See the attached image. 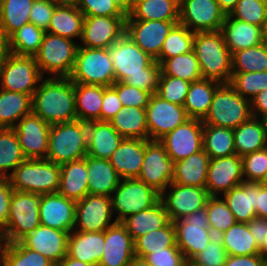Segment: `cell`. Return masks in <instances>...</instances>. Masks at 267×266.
Wrapping results in <instances>:
<instances>
[{"instance_id": "53", "label": "cell", "mask_w": 267, "mask_h": 266, "mask_svg": "<svg viewBox=\"0 0 267 266\" xmlns=\"http://www.w3.org/2000/svg\"><path fill=\"white\" fill-rule=\"evenodd\" d=\"M230 84L238 94L251 100L259 92L267 89V71L232 73Z\"/></svg>"}, {"instance_id": "6", "label": "cell", "mask_w": 267, "mask_h": 266, "mask_svg": "<svg viewBox=\"0 0 267 266\" xmlns=\"http://www.w3.org/2000/svg\"><path fill=\"white\" fill-rule=\"evenodd\" d=\"M252 116L251 100L238 94L230 83L216 89L203 124L235 129Z\"/></svg>"}, {"instance_id": "69", "label": "cell", "mask_w": 267, "mask_h": 266, "mask_svg": "<svg viewBox=\"0 0 267 266\" xmlns=\"http://www.w3.org/2000/svg\"><path fill=\"white\" fill-rule=\"evenodd\" d=\"M8 53V40L0 29V64Z\"/></svg>"}, {"instance_id": "7", "label": "cell", "mask_w": 267, "mask_h": 266, "mask_svg": "<svg viewBox=\"0 0 267 266\" xmlns=\"http://www.w3.org/2000/svg\"><path fill=\"white\" fill-rule=\"evenodd\" d=\"M40 195L13 190L9 216L0 242L15 243L41 225L39 217Z\"/></svg>"}, {"instance_id": "23", "label": "cell", "mask_w": 267, "mask_h": 266, "mask_svg": "<svg viewBox=\"0 0 267 266\" xmlns=\"http://www.w3.org/2000/svg\"><path fill=\"white\" fill-rule=\"evenodd\" d=\"M69 235L68 231L40 225L19 242L58 264L67 255Z\"/></svg>"}, {"instance_id": "52", "label": "cell", "mask_w": 267, "mask_h": 266, "mask_svg": "<svg viewBox=\"0 0 267 266\" xmlns=\"http://www.w3.org/2000/svg\"><path fill=\"white\" fill-rule=\"evenodd\" d=\"M205 208L208 214L210 229L215 236H219L237 223L226 202L219 196H210Z\"/></svg>"}, {"instance_id": "4", "label": "cell", "mask_w": 267, "mask_h": 266, "mask_svg": "<svg viewBox=\"0 0 267 266\" xmlns=\"http://www.w3.org/2000/svg\"><path fill=\"white\" fill-rule=\"evenodd\" d=\"M87 122L80 120L50 126L48 152L49 161L62 165L87 156Z\"/></svg>"}, {"instance_id": "19", "label": "cell", "mask_w": 267, "mask_h": 266, "mask_svg": "<svg viewBox=\"0 0 267 266\" xmlns=\"http://www.w3.org/2000/svg\"><path fill=\"white\" fill-rule=\"evenodd\" d=\"M168 156L175 162L203 149V122L189 118L159 140Z\"/></svg>"}, {"instance_id": "42", "label": "cell", "mask_w": 267, "mask_h": 266, "mask_svg": "<svg viewBox=\"0 0 267 266\" xmlns=\"http://www.w3.org/2000/svg\"><path fill=\"white\" fill-rule=\"evenodd\" d=\"M218 237L221 239L228 255L249 256L260 254L259 246L255 242L246 223L237 222Z\"/></svg>"}, {"instance_id": "38", "label": "cell", "mask_w": 267, "mask_h": 266, "mask_svg": "<svg viewBox=\"0 0 267 266\" xmlns=\"http://www.w3.org/2000/svg\"><path fill=\"white\" fill-rule=\"evenodd\" d=\"M221 83L202 78L191 82L184 108L189 118L203 120L208 114L214 93Z\"/></svg>"}, {"instance_id": "70", "label": "cell", "mask_w": 267, "mask_h": 266, "mask_svg": "<svg viewBox=\"0 0 267 266\" xmlns=\"http://www.w3.org/2000/svg\"><path fill=\"white\" fill-rule=\"evenodd\" d=\"M221 9L225 14H230L231 11L235 8L238 0H216Z\"/></svg>"}, {"instance_id": "49", "label": "cell", "mask_w": 267, "mask_h": 266, "mask_svg": "<svg viewBox=\"0 0 267 266\" xmlns=\"http://www.w3.org/2000/svg\"><path fill=\"white\" fill-rule=\"evenodd\" d=\"M135 256L144 257L153 251L163 248L177 247L175 228L170 221L165 227L146 233L134 241Z\"/></svg>"}, {"instance_id": "55", "label": "cell", "mask_w": 267, "mask_h": 266, "mask_svg": "<svg viewBox=\"0 0 267 266\" xmlns=\"http://www.w3.org/2000/svg\"><path fill=\"white\" fill-rule=\"evenodd\" d=\"M190 85L191 82H187L172 76H167L161 72L155 94L163 100L179 106H184Z\"/></svg>"}, {"instance_id": "59", "label": "cell", "mask_w": 267, "mask_h": 266, "mask_svg": "<svg viewBox=\"0 0 267 266\" xmlns=\"http://www.w3.org/2000/svg\"><path fill=\"white\" fill-rule=\"evenodd\" d=\"M118 94L123 107H137L146 109L152 93L143 91L124 82H115L111 86Z\"/></svg>"}, {"instance_id": "11", "label": "cell", "mask_w": 267, "mask_h": 266, "mask_svg": "<svg viewBox=\"0 0 267 266\" xmlns=\"http://www.w3.org/2000/svg\"><path fill=\"white\" fill-rule=\"evenodd\" d=\"M112 211L116 222L146 210L160 200V194L138 178L121 179L111 195Z\"/></svg>"}, {"instance_id": "64", "label": "cell", "mask_w": 267, "mask_h": 266, "mask_svg": "<svg viewBox=\"0 0 267 266\" xmlns=\"http://www.w3.org/2000/svg\"><path fill=\"white\" fill-rule=\"evenodd\" d=\"M224 266H265L263 257L258 255H228Z\"/></svg>"}, {"instance_id": "30", "label": "cell", "mask_w": 267, "mask_h": 266, "mask_svg": "<svg viewBox=\"0 0 267 266\" xmlns=\"http://www.w3.org/2000/svg\"><path fill=\"white\" fill-rule=\"evenodd\" d=\"M60 181L57 193L79 201L88 194V169L85 157L60 165Z\"/></svg>"}, {"instance_id": "48", "label": "cell", "mask_w": 267, "mask_h": 266, "mask_svg": "<svg viewBox=\"0 0 267 266\" xmlns=\"http://www.w3.org/2000/svg\"><path fill=\"white\" fill-rule=\"evenodd\" d=\"M160 66L161 72L167 76L180 78L187 82L202 79L199 61L193 50L168 58Z\"/></svg>"}, {"instance_id": "47", "label": "cell", "mask_w": 267, "mask_h": 266, "mask_svg": "<svg viewBox=\"0 0 267 266\" xmlns=\"http://www.w3.org/2000/svg\"><path fill=\"white\" fill-rule=\"evenodd\" d=\"M25 160L14 129L0 128V177H9Z\"/></svg>"}, {"instance_id": "29", "label": "cell", "mask_w": 267, "mask_h": 266, "mask_svg": "<svg viewBox=\"0 0 267 266\" xmlns=\"http://www.w3.org/2000/svg\"><path fill=\"white\" fill-rule=\"evenodd\" d=\"M221 31L231 54L264 42L262 27L232 18L229 14L226 15Z\"/></svg>"}, {"instance_id": "58", "label": "cell", "mask_w": 267, "mask_h": 266, "mask_svg": "<svg viewBox=\"0 0 267 266\" xmlns=\"http://www.w3.org/2000/svg\"><path fill=\"white\" fill-rule=\"evenodd\" d=\"M241 158L244 182L259 183L267 171V147Z\"/></svg>"}, {"instance_id": "45", "label": "cell", "mask_w": 267, "mask_h": 266, "mask_svg": "<svg viewBox=\"0 0 267 266\" xmlns=\"http://www.w3.org/2000/svg\"><path fill=\"white\" fill-rule=\"evenodd\" d=\"M33 2L34 0H0V29L7 38L30 23Z\"/></svg>"}, {"instance_id": "76", "label": "cell", "mask_w": 267, "mask_h": 266, "mask_svg": "<svg viewBox=\"0 0 267 266\" xmlns=\"http://www.w3.org/2000/svg\"><path fill=\"white\" fill-rule=\"evenodd\" d=\"M264 124V128H265V132H266V135H267V113L264 114L261 118H260Z\"/></svg>"}, {"instance_id": "44", "label": "cell", "mask_w": 267, "mask_h": 266, "mask_svg": "<svg viewBox=\"0 0 267 266\" xmlns=\"http://www.w3.org/2000/svg\"><path fill=\"white\" fill-rule=\"evenodd\" d=\"M0 266H57V263L51 262L20 242H0Z\"/></svg>"}, {"instance_id": "39", "label": "cell", "mask_w": 267, "mask_h": 266, "mask_svg": "<svg viewBox=\"0 0 267 266\" xmlns=\"http://www.w3.org/2000/svg\"><path fill=\"white\" fill-rule=\"evenodd\" d=\"M77 120L100 121L103 102V86L74 83Z\"/></svg>"}, {"instance_id": "74", "label": "cell", "mask_w": 267, "mask_h": 266, "mask_svg": "<svg viewBox=\"0 0 267 266\" xmlns=\"http://www.w3.org/2000/svg\"><path fill=\"white\" fill-rule=\"evenodd\" d=\"M57 4H76L77 0H50Z\"/></svg>"}, {"instance_id": "32", "label": "cell", "mask_w": 267, "mask_h": 266, "mask_svg": "<svg viewBox=\"0 0 267 266\" xmlns=\"http://www.w3.org/2000/svg\"><path fill=\"white\" fill-rule=\"evenodd\" d=\"M180 0H134L126 20L179 21Z\"/></svg>"}, {"instance_id": "3", "label": "cell", "mask_w": 267, "mask_h": 266, "mask_svg": "<svg viewBox=\"0 0 267 266\" xmlns=\"http://www.w3.org/2000/svg\"><path fill=\"white\" fill-rule=\"evenodd\" d=\"M193 51L199 61L202 78L230 83L232 54L221 30L195 33Z\"/></svg>"}, {"instance_id": "35", "label": "cell", "mask_w": 267, "mask_h": 266, "mask_svg": "<svg viewBox=\"0 0 267 266\" xmlns=\"http://www.w3.org/2000/svg\"><path fill=\"white\" fill-rule=\"evenodd\" d=\"M170 221L164 204L159 200L152 207L126 217L121 223L135 241L148 232L165 227Z\"/></svg>"}, {"instance_id": "63", "label": "cell", "mask_w": 267, "mask_h": 266, "mask_svg": "<svg viewBox=\"0 0 267 266\" xmlns=\"http://www.w3.org/2000/svg\"><path fill=\"white\" fill-rule=\"evenodd\" d=\"M13 193L8 177H0V233L5 229L9 216V204Z\"/></svg>"}, {"instance_id": "25", "label": "cell", "mask_w": 267, "mask_h": 266, "mask_svg": "<svg viewBox=\"0 0 267 266\" xmlns=\"http://www.w3.org/2000/svg\"><path fill=\"white\" fill-rule=\"evenodd\" d=\"M105 243L98 266H127L135 256L134 240L121 222L105 231Z\"/></svg>"}, {"instance_id": "66", "label": "cell", "mask_w": 267, "mask_h": 266, "mask_svg": "<svg viewBox=\"0 0 267 266\" xmlns=\"http://www.w3.org/2000/svg\"><path fill=\"white\" fill-rule=\"evenodd\" d=\"M252 116L261 118L267 113V89L259 92L251 99Z\"/></svg>"}, {"instance_id": "1", "label": "cell", "mask_w": 267, "mask_h": 266, "mask_svg": "<svg viewBox=\"0 0 267 266\" xmlns=\"http://www.w3.org/2000/svg\"><path fill=\"white\" fill-rule=\"evenodd\" d=\"M116 82H124L155 94L161 74L160 64L126 34L109 48Z\"/></svg>"}, {"instance_id": "33", "label": "cell", "mask_w": 267, "mask_h": 266, "mask_svg": "<svg viewBox=\"0 0 267 266\" xmlns=\"http://www.w3.org/2000/svg\"><path fill=\"white\" fill-rule=\"evenodd\" d=\"M88 169V194L110 196L121 180L109 160L86 156Z\"/></svg>"}, {"instance_id": "26", "label": "cell", "mask_w": 267, "mask_h": 266, "mask_svg": "<svg viewBox=\"0 0 267 266\" xmlns=\"http://www.w3.org/2000/svg\"><path fill=\"white\" fill-rule=\"evenodd\" d=\"M145 155V140L124 138L109 161L121 179L138 178Z\"/></svg>"}, {"instance_id": "34", "label": "cell", "mask_w": 267, "mask_h": 266, "mask_svg": "<svg viewBox=\"0 0 267 266\" xmlns=\"http://www.w3.org/2000/svg\"><path fill=\"white\" fill-rule=\"evenodd\" d=\"M210 159L202 149L183 160L175 162V175L172 183L205 188Z\"/></svg>"}, {"instance_id": "65", "label": "cell", "mask_w": 267, "mask_h": 266, "mask_svg": "<svg viewBox=\"0 0 267 266\" xmlns=\"http://www.w3.org/2000/svg\"><path fill=\"white\" fill-rule=\"evenodd\" d=\"M248 228L258 246L262 244L267 235V219L255 216L249 223Z\"/></svg>"}, {"instance_id": "75", "label": "cell", "mask_w": 267, "mask_h": 266, "mask_svg": "<svg viewBox=\"0 0 267 266\" xmlns=\"http://www.w3.org/2000/svg\"><path fill=\"white\" fill-rule=\"evenodd\" d=\"M259 184L263 187L267 189V171L266 174L264 175V177L261 179V181L259 182Z\"/></svg>"}, {"instance_id": "31", "label": "cell", "mask_w": 267, "mask_h": 266, "mask_svg": "<svg viewBox=\"0 0 267 266\" xmlns=\"http://www.w3.org/2000/svg\"><path fill=\"white\" fill-rule=\"evenodd\" d=\"M238 223L248 224L256 215L257 183L242 182L222 196Z\"/></svg>"}, {"instance_id": "46", "label": "cell", "mask_w": 267, "mask_h": 266, "mask_svg": "<svg viewBox=\"0 0 267 266\" xmlns=\"http://www.w3.org/2000/svg\"><path fill=\"white\" fill-rule=\"evenodd\" d=\"M45 31L32 23L23 25L8 38V52L19 56H35Z\"/></svg>"}, {"instance_id": "62", "label": "cell", "mask_w": 267, "mask_h": 266, "mask_svg": "<svg viewBox=\"0 0 267 266\" xmlns=\"http://www.w3.org/2000/svg\"><path fill=\"white\" fill-rule=\"evenodd\" d=\"M123 108L117 92L110 86H103V102L100 121L109 122Z\"/></svg>"}, {"instance_id": "67", "label": "cell", "mask_w": 267, "mask_h": 266, "mask_svg": "<svg viewBox=\"0 0 267 266\" xmlns=\"http://www.w3.org/2000/svg\"><path fill=\"white\" fill-rule=\"evenodd\" d=\"M256 215L267 219V189L257 183Z\"/></svg>"}, {"instance_id": "68", "label": "cell", "mask_w": 267, "mask_h": 266, "mask_svg": "<svg viewBox=\"0 0 267 266\" xmlns=\"http://www.w3.org/2000/svg\"><path fill=\"white\" fill-rule=\"evenodd\" d=\"M57 266H95L89 263H84L82 261L76 260L72 257L66 255L58 264Z\"/></svg>"}, {"instance_id": "61", "label": "cell", "mask_w": 267, "mask_h": 266, "mask_svg": "<svg viewBox=\"0 0 267 266\" xmlns=\"http://www.w3.org/2000/svg\"><path fill=\"white\" fill-rule=\"evenodd\" d=\"M57 5L50 0H34L30 10V23L46 32Z\"/></svg>"}, {"instance_id": "17", "label": "cell", "mask_w": 267, "mask_h": 266, "mask_svg": "<svg viewBox=\"0 0 267 266\" xmlns=\"http://www.w3.org/2000/svg\"><path fill=\"white\" fill-rule=\"evenodd\" d=\"M145 110L149 140L152 141H159L189 119L184 106L163 100L156 94H152Z\"/></svg>"}, {"instance_id": "41", "label": "cell", "mask_w": 267, "mask_h": 266, "mask_svg": "<svg viewBox=\"0 0 267 266\" xmlns=\"http://www.w3.org/2000/svg\"><path fill=\"white\" fill-rule=\"evenodd\" d=\"M32 97L0 88V128L13 129L16 124L32 112Z\"/></svg>"}, {"instance_id": "36", "label": "cell", "mask_w": 267, "mask_h": 266, "mask_svg": "<svg viewBox=\"0 0 267 266\" xmlns=\"http://www.w3.org/2000/svg\"><path fill=\"white\" fill-rule=\"evenodd\" d=\"M233 133L236 155L240 157L267 147V135L260 118L251 117L233 129Z\"/></svg>"}, {"instance_id": "12", "label": "cell", "mask_w": 267, "mask_h": 266, "mask_svg": "<svg viewBox=\"0 0 267 266\" xmlns=\"http://www.w3.org/2000/svg\"><path fill=\"white\" fill-rule=\"evenodd\" d=\"M176 245L189 262L215 236L210 229L206 208L173 222Z\"/></svg>"}, {"instance_id": "8", "label": "cell", "mask_w": 267, "mask_h": 266, "mask_svg": "<svg viewBox=\"0 0 267 266\" xmlns=\"http://www.w3.org/2000/svg\"><path fill=\"white\" fill-rule=\"evenodd\" d=\"M79 43L66 37L46 32L34 58L45 77H69L73 71Z\"/></svg>"}, {"instance_id": "15", "label": "cell", "mask_w": 267, "mask_h": 266, "mask_svg": "<svg viewBox=\"0 0 267 266\" xmlns=\"http://www.w3.org/2000/svg\"><path fill=\"white\" fill-rule=\"evenodd\" d=\"M113 218L110 196L87 194L76 201L73 231L103 232L116 223Z\"/></svg>"}, {"instance_id": "24", "label": "cell", "mask_w": 267, "mask_h": 266, "mask_svg": "<svg viewBox=\"0 0 267 266\" xmlns=\"http://www.w3.org/2000/svg\"><path fill=\"white\" fill-rule=\"evenodd\" d=\"M76 201L59 193L40 195L39 217L41 225L72 232L75 226Z\"/></svg>"}, {"instance_id": "71", "label": "cell", "mask_w": 267, "mask_h": 266, "mask_svg": "<svg viewBox=\"0 0 267 266\" xmlns=\"http://www.w3.org/2000/svg\"><path fill=\"white\" fill-rule=\"evenodd\" d=\"M127 266H151L142 257L134 256Z\"/></svg>"}, {"instance_id": "22", "label": "cell", "mask_w": 267, "mask_h": 266, "mask_svg": "<svg viewBox=\"0 0 267 266\" xmlns=\"http://www.w3.org/2000/svg\"><path fill=\"white\" fill-rule=\"evenodd\" d=\"M244 182L242 158L236 154L210 159L206 189L209 196L229 192Z\"/></svg>"}, {"instance_id": "43", "label": "cell", "mask_w": 267, "mask_h": 266, "mask_svg": "<svg viewBox=\"0 0 267 266\" xmlns=\"http://www.w3.org/2000/svg\"><path fill=\"white\" fill-rule=\"evenodd\" d=\"M203 149L211 159L236 154L233 129L203 124Z\"/></svg>"}, {"instance_id": "2", "label": "cell", "mask_w": 267, "mask_h": 266, "mask_svg": "<svg viewBox=\"0 0 267 266\" xmlns=\"http://www.w3.org/2000/svg\"><path fill=\"white\" fill-rule=\"evenodd\" d=\"M31 105L32 113L50 125L77 120L74 83L69 77H44Z\"/></svg>"}, {"instance_id": "28", "label": "cell", "mask_w": 267, "mask_h": 266, "mask_svg": "<svg viewBox=\"0 0 267 266\" xmlns=\"http://www.w3.org/2000/svg\"><path fill=\"white\" fill-rule=\"evenodd\" d=\"M104 243V231H72L68 237L67 255L84 263L98 266L103 254Z\"/></svg>"}, {"instance_id": "18", "label": "cell", "mask_w": 267, "mask_h": 266, "mask_svg": "<svg viewBox=\"0 0 267 266\" xmlns=\"http://www.w3.org/2000/svg\"><path fill=\"white\" fill-rule=\"evenodd\" d=\"M127 16H85L79 46L109 48L126 32Z\"/></svg>"}, {"instance_id": "77", "label": "cell", "mask_w": 267, "mask_h": 266, "mask_svg": "<svg viewBox=\"0 0 267 266\" xmlns=\"http://www.w3.org/2000/svg\"><path fill=\"white\" fill-rule=\"evenodd\" d=\"M134 0H125L127 7L133 2Z\"/></svg>"}, {"instance_id": "10", "label": "cell", "mask_w": 267, "mask_h": 266, "mask_svg": "<svg viewBox=\"0 0 267 266\" xmlns=\"http://www.w3.org/2000/svg\"><path fill=\"white\" fill-rule=\"evenodd\" d=\"M43 78L34 56L8 53L0 64V88L6 91L32 97Z\"/></svg>"}, {"instance_id": "50", "label": "cell", "mask_w": 267, "mask_h": 266, "mask_svg": "<svg viewBox=\"0 0 267 266\" xmlns=\"http://www.w3.org/2000/svg\"><path fill=\"white\" fill-rule=\"evenodd\" d=\"M267 71V42L232 54V73Z\"/></svg>"}, {"instance_id": "37", "label": "cell", "mask_w": 267, "mask_h": 266, "mask_svg": "<svg viewBox=\"0 0 267 266\" xmlns=\"http://www.w3.org/2000/svg\"><path fill=\"white\" fill-rule=\"evenodd\" d=\"M84 17L76 4H58L46 32L72 40L81 39Z\"/></svg>"}, {"instance_id": "9", "label": "cell", "mask_w": 267, "mask_h": 266, "mask_svg": "<svg viewBox=\"0 0 267 266\" xmlns=\"http://www.w3.org/2000/svg\"><path fill=\"white\" fill-rule=\"evenodd\" d=\"M69 78L73 83L112 86L116 79L109 49L78 46Z\"/></svg>"}, {"instance_id": "57", "label": "cell", "mask_w": 267, "mask_h": 266, "mask_svg": "<svg viewBox=\"0 0 267 266\" xmlns=\"http://www.w3.org/2000/svg\"><path fill=\"white\" fill-rule=\"evenodd\" d=\"M228 253L221 239L214 236L209 244L190 261L189 266H224Z\"/></svg>"}, {"instance_id": "56", "label": "cell", "mask_w": 267, "mask_h": 266, "mask_svg": "<svg viewBox=\"0 0 267 266\" xmlns=\"http://www.w3.org/2000/svg\"><path fill=\"white\" fill-rule=\"evenodd\" d=\"M267 14V0H238L229 14L232 18L263 27Z\"/></svg>"}, {"instance_id": "13", "label": "cell", "mask_w": 267, "mask_h": 266, "mask_svg": "<svg viewBox=\"0 0 267 266\" xmlns=\"http://www.w3.org/2000/svg\"><path fill=\"white\" fill-rule=\"evenodd\" d=\"M175 161L159 141L145 140V155L138 179L161 194L172 183Z\"/></svg>"}, {"instance_id": "21", "label": "cell", "mask_w": 267, "mask_h": 266, "mask_svg": "<svg viewBox=\"0 0 267 266\" xmlns=\"http://www.w3.org/2000/svg\"><path fill=\"white\" fill-rule=\"evenodd\" d=\"M179 21L126 20L125 34L144 52L156 59L164 40Z\"/></svg>"}, {"instance_id": "60", "label": "cell", "mask_w": 267, "mask_h": 266, "mask_svg": "<svg viewBox=\"0 0 267 266\" xmlns=\"http://www.w3.org/2000/svg\"><path fill=\"white\" fill-rule=\"evenodd\" d=\"M143 259L151 266H189L185 255L178 247L163 248L147 254Z\"/></svg>"}, {"instance_id": "54", "label": "cell", "mask_w": 267, "mask_h": 266, "mask_svg": "<svg viewBox=\"0 0 267 266\" xmlns=\"http://www.w3.org/2000/svg\"><path fill=\"white\" fill-rule=\"evenodd\" d=\"M84 16H127L125 0H77Z\"/></svg>"}, {"instance_id": "5", "label": "cell", "mask_w": 267, "mask_h": 266, "mask_svg": "<svg viewBox=\"0 0 267 266\" xmlns=\"http://www.w3.org/2000/svg\"><path fill=\"white\" fill-rule=\"evenodd\" d=\"M60 165L48 159H26L8 177L13 190L34 194L57 193Z\"/></svg>"}, {"instance_id": "40", "label": "cell", "mask_w": 267, "mask_h": 266, "mask_svg": "<svg viewBox=\"0 0 267 266\" xmlns=\"http://www.w3.org/2000/svg\"><path fill=\"white\" fill-rule=\"evenodd\" d=\"M109 122L123 138L149 140L144 108L123 107Z\"/></svg>"}, {"instance_id": "72", "label": "cell", "mask_w": 267, "mask_h": 266, "mask_svg": "<svg viewBox=\"0 0 267 266\" xmlns=\"http://www.w3.org/2000/svg\"><path fill=\"white\" fill-rule=\"evenodd\" d=\"M259 252L263 258L267 256V235L262 244L259 246Z\"/></svg>"}, {"instance_id": "78", "label": "cell", "mask_w": 267, "mask_h": 266, "mask_svg": "<svg viewBox=\"0 0 267 266\" xmlns=\"http://www.w3.org/2000/svg\"><path fill=\"white\" fill-rule=\"evenodd\" d=\"M263 259H264L265 266H267V256H265Z\"/></svg>"}, {"instance_id": "20", "label": "cell", "mask_w": 267, "mask_h": 266, "mask_svg": "<svg viewBox=\"0 0 267 266\" xmlns=\"http://www.w3.org/2000/svg\"><path fill=\"white\" fill-rule=\"evenodd\" d=\"M50 126L31 112L13 128L26 159H46Z\"/></svg>"}, {"instance_id": "16", "label": "cell", "mask_w": 267, "mask_h": 266, "mask_svg": "<svg viewBox=\"0 0 267 266\" xmlns=\"http://www.w3.org/2000/svg\"><path fill=\"white\" fill-rule=\"evenodd\" d=\"M160 194V200L172 222L206 207L210 197L206 188L171 183ZM170 188V189H169Z\"/></svg>"}, {"instance_id": "51", "label": "cell", "mask_w": 267, "mask_h": 266, "mask_svg": "<svg viewBox=\"0 0 267 266\" xmlns=\"http://www.w3.org/2000/svg\"><path fill=\"white\" fill-rule=\"evenodd\" d=\"M194 35L184 25L176 24L164 40L160 55L155 60L161 65L168 58L192 51Z\"/></svg>"}, {"instance_id": "73", "label": "cell", "mask_w": 267, "mask_h": 266, "mask_svg": "<svg viewBox=\"0 0 267 266\" xmlns=\"http://www.w3.org/2000/svg\"><path fill=\"white\" fill-rule=\"evenodd\" d=\"M262 36H263L264 42H267V14H266L265 21L262 27Z\"/></svg>"}, {"instance_id": "14", "label": "cell", "mask_w": 267, "mask_h": 266, "mask_svg": "<svg viewBox=\"0 0 267 266\" xmlns=\"http://www.w3.org/2000/svg\"><path fill=\"white\" fill-rule=\"evenodd\" d=\"M225 18L216 0H180L179 23L193 33L219 31Z\"/></svg>"}, {"instance_id": "27", "label": "cell", "mask_w": 267, "mask_h": 266, "mask_svg": "<svg viewBox=\"0 0 267 266\" xmlns=\"http://www.w3.org/2000/svg\"><path fill=\"white\" fill-rule=\"evenodd\" d=\"M87 155L109 160L124 139L107 121L87 122Z\"/></svg>"}]
</instances>
